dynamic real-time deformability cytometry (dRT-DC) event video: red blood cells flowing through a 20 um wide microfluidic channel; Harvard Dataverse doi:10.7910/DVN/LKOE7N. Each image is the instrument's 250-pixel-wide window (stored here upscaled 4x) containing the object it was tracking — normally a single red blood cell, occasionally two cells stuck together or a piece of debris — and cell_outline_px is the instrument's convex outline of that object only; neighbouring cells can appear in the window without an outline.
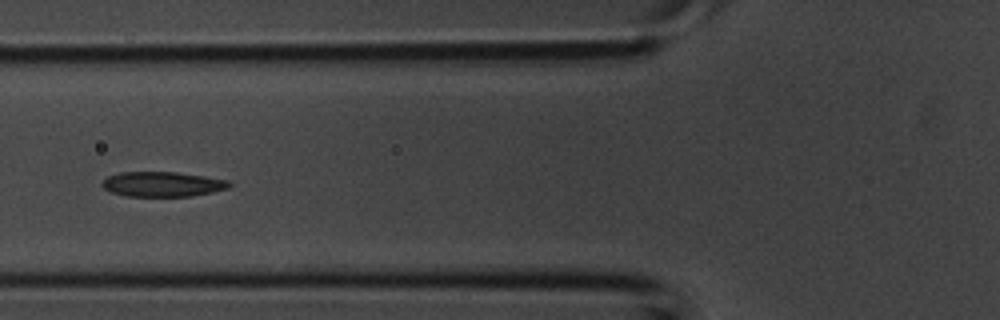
{"species": "common noctule bat (a hibernating species)", "species_latin": "Nyctalus noctula", "temperature_condition": "room temperature", "stored_images_in_passage": 4, "camera_frame_rate_fps": 3000, "um_per_image_px": 0.085, "animal": {"sex": "male", "body_mass_g": 20.1, "forearm_length_mm": 53.5}, "frame": {"image": 1, "passage_image": 4, "time_ms": 1.0, "image_size_px": [1000, 320], "cell_outline_px": [[232, 184], [228, 188], [212, 192], [192, 196], [128, 196], [112, 192], [104, 188], [100, 184], [108, 176], [120, 172], [176, 172], [204, 176], [228, 180]], "centroid_in_image_um": [13.82, 15.65], "position_along_channel_um": 112.0, "area_um2": 18.38}}